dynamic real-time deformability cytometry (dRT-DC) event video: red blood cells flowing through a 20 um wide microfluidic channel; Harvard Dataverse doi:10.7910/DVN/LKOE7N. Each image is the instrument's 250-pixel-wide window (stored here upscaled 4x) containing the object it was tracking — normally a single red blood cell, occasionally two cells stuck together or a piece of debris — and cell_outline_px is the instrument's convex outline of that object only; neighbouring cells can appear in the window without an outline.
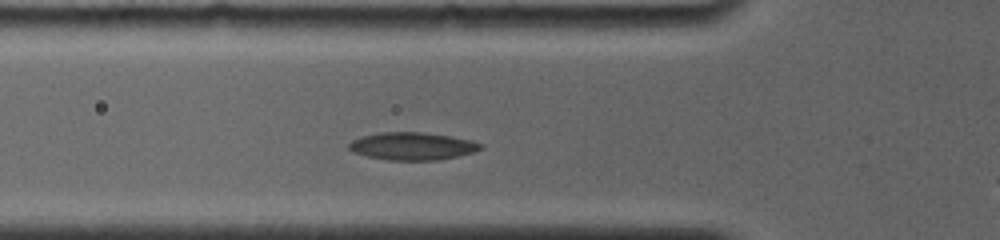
{"species": "common noctule bat (a hibernating species)", "species_latin": "Nyctalus noctula", "temperature_condition": "room temperature", "stored_images_in_passage": 13, "camera_frame_rate_fps": 4000, "um_per_image_px": 0.085, "animal": {"sex": "female", "body_mass_g": 19.0, "forearm_length_mm": 56.7}, "frame": {"image": 1, "passage_image": 8, "time_ms": 3.25, "image_size_px": [1000, 240], "cell_outline_px": [[484, 148], [472, 152], [456, 156], [436, 160], [388, 160], [368, 156], [356, 152], [348, 148], [348, 144], [352, 140], [360, 136], [380, 132], [420, 132], [452, 136], [472, 140], [484, 144]], "centroid_in_image_um": [35.07, 12.41], "position_along_channel_um": 90.7, "area_um2": 21.15}}
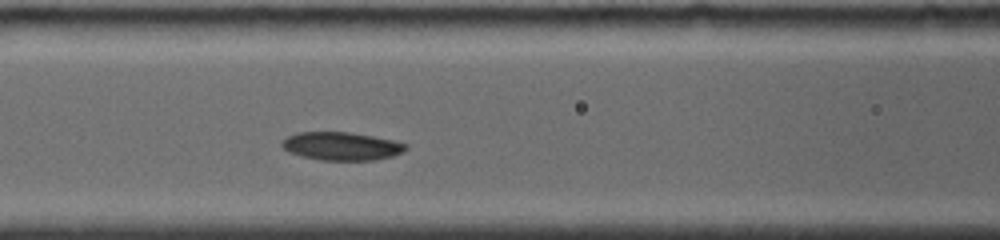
{"frame": {"image": 2, "passage_image": 11, "time_ms": 4.5, "image_size_px": [1000, 240], "cell_outline_px": [[408, 148], [404, 152], [392, 156], [376, 160], [320, 160], [300, 156], [288, 152], [280, 144], [288, 136], [296, 132], [352, 132], [392, 140], [408, 144]], "centroid_in_image_um": [29.04, 12.42], "position_along_channel_um": 137.6, "area_um2": 20.46}}